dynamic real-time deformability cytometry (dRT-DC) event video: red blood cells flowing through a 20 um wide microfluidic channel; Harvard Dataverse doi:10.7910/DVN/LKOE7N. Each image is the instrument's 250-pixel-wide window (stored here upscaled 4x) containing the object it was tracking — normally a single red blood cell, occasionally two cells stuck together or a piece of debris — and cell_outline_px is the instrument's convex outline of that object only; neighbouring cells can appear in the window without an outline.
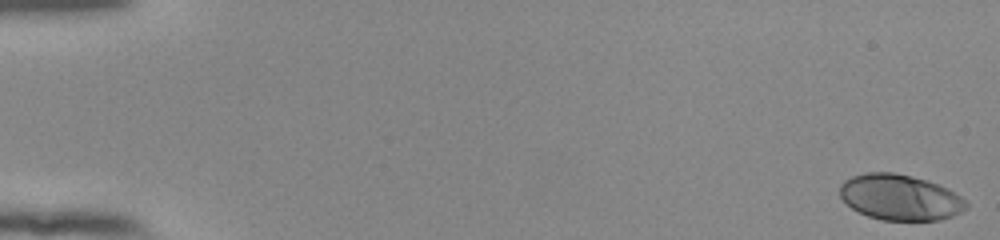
{"species": "human", "species_latin": "Homo sapiens", "temperature_condition": "room temperature", "stored_images_in_passage": 54, "camera_frame_rate_fps": 3000, "um_per_image_px": 0.085, "donor": {"sex": "female"}, "frame": {"image": 1, "passage_image": 1, "time_ms": 0.0, "image_size_px": [1000, 240], "cell_outline_px": [[968, 208], [952, 216], [940, 220], [880, 220], [868, 216], [852, 208], [840, 196], [840, 184], [844, 180], [852, 176], [868, 172], [892, 172], [912, 176], [936, 184], [960, 196], [968, 204]], "centroid_in_image_um": [76.48, 16.78], "position_along_channel_um": 8.5, "area_um2": 33.35}}
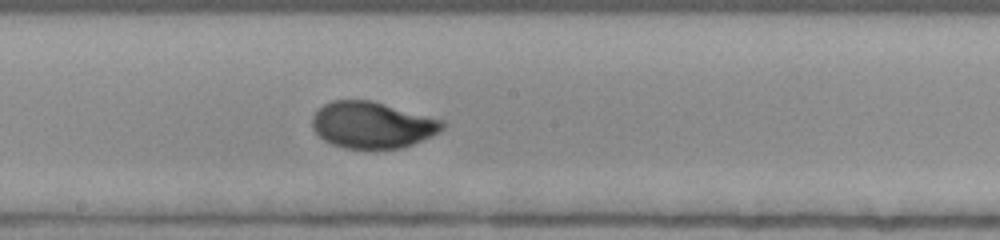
{"frame": {"image": 2, "passage_image": 31, "time_ms": 10.0, "image_size_px": [1000, 240], "cell_outline_px": [[448, 124], [440, 132], [432, 136], [412, 144], [400, 148], [344, 148], [332, 144], [324, 140], [312, 128], [312, 116], [324, 104], [332, 100], [368, 100], [384, 104], [444, 120]], "centroid_in_image_um": [31.66, 10.62], "position_along_channel_um": 216.5, "area_um2": 35.08}}
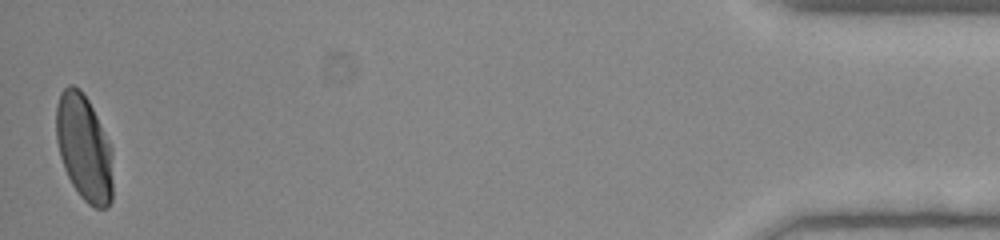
{"frame": {"image": 3, "passage_image": 54, "time_ms": 17.667, "image_size_px": [1000, 240], "cell_outline_px": [[112, 200], [108, 208], [96, 208], [88, 204], [80, 196], [72, 184], [64, 168], [60, 156], [56, 140], [56, 104], [60, 92], [68, 84], [72, 84], [80, 88], [88, 100], [112, 148]], "centroid_in_image_um": [7.14, 12.56], "position_along_channel_um": 428.1, "area_um2": 35.26}, "authors_computed_cell_mechanics": {"area_um2": 34.2754, "velocity_mm_per_s": 3.8523, "shape_relaxation_time_tau1_ms": 3.6571, "shape_relaxation_time_tau2_ms": null, "deformation_change_tau1": 0.1876, "deformation_change_tau2": null}}